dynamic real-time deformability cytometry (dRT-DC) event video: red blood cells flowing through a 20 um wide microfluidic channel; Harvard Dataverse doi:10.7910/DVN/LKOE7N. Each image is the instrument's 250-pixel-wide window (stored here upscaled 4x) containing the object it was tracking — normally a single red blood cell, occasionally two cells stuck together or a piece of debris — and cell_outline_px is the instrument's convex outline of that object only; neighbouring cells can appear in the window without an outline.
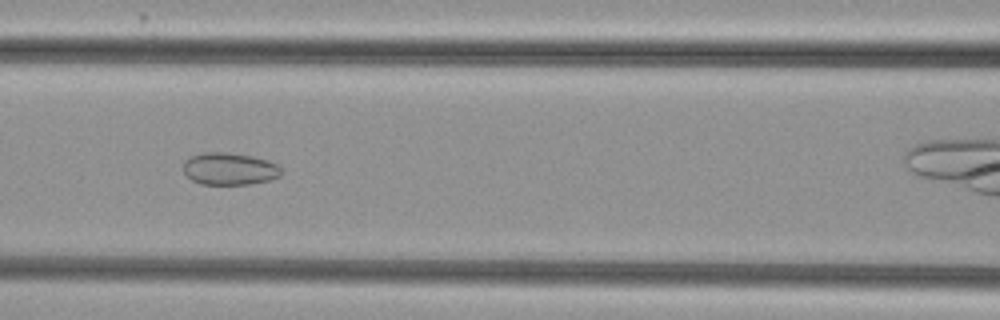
{"species": "common noctule bat (a hibernating species)", "species_latin": "Nyctalus noctula", "temperature_condition": "cold", "stored_images_in_passage": 34, "camera_frame_rate_fps": 3000, "um_per_image_px": 0.085, "animal": {"sex": "female", "body_mass_g": 29.2, "forearm_length_mm": 56.3}, "frame": {"image": 1, "passage_image": 14, "time_ms": 4.333, "image_size_px": [1000, 320], "cell_outline_px": [[284, 172], [280, 176], [268, 180], [248, 184], [200, 184], [192, 180], [184, 172], [184, 160], [188, 156], [204, 152], [228, 152], [252, 156], [268, 160], [276, 164]], "centroid_in_image_um": [19.49, 14.34], "position_along_channel_um": 147.1, "area_um2": 18.5}}
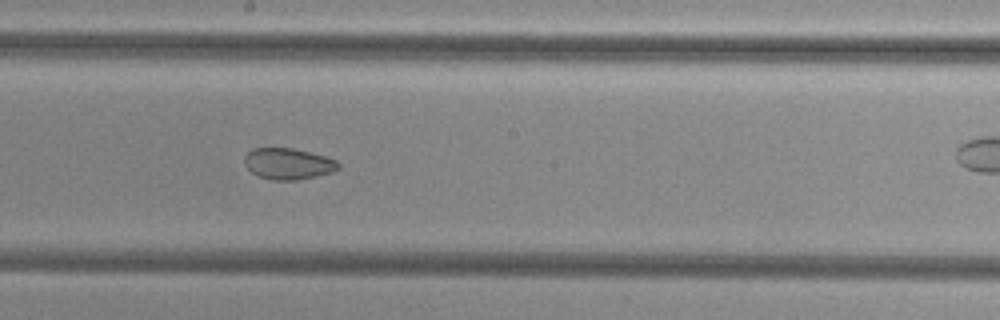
{"frame": {"image": 2, "passage_image": 20, "time_ms": 6.333, "image_size_px": [1000, 320], "cell_outline_px": [[340, 168], [332, 172], [316, 176], [296, 180], [272, 180], [260, 176], [252, 172], [244, 164], [244, 156], [252, 148], [292, 148], [324, 156], [336, 160], [340, 164]], "centroid_in_image_um": [24.49, 13.92], "position_along_channel_um": 223.7, "area_um2": 16.99}}
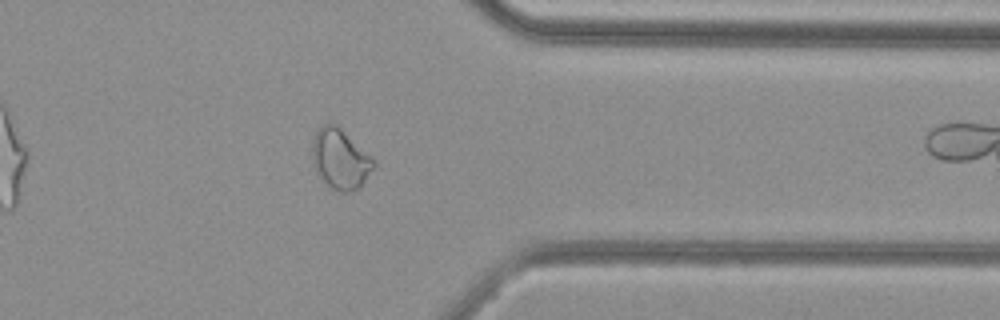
{"frame": {"image": 3, "passage_image": 33, "time_ms": 10.667, "image_size_px": [1000, 320], "cell_outline_px": [[376, 164], [360, 188], [352, 192], [340, 192], [332, 188], [316, 172], [312, 164], [312, 136], [320, 124], [336, 124], [372, 156], [376, 160]], "centroid_in_image_um": [28.91, 13.5], "position_along_channel_um": 382.5, "area_um2": 21.79}}